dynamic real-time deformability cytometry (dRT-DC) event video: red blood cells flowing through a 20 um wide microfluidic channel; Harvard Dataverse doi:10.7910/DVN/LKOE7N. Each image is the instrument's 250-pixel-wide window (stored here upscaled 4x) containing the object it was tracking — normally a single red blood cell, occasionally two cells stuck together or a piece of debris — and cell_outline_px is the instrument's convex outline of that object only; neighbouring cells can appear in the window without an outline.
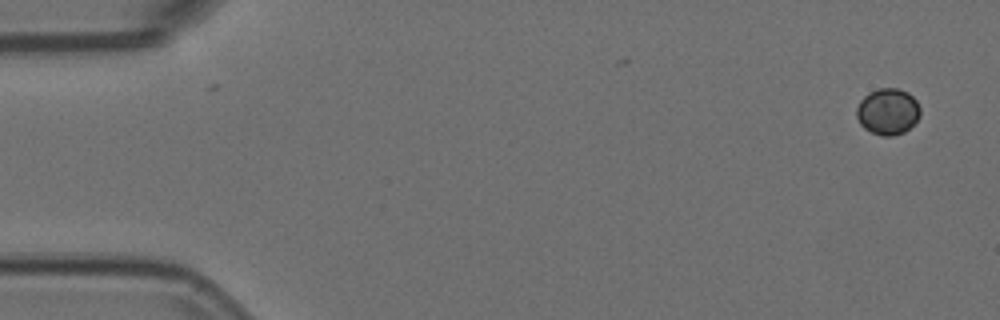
{"species": "Egyptian fruit bat (a non-hibernating species)", "species_latin": "Rousettus aegyptiacus", "temperature_condition": "room temperature", "stored_images_in_passage": 4, "camera_frame_rate_fps": 3000, "um_per_image_px": 0.085, "animal": {"sex": "female"}, "frame": {"image": 1, "passage_image": 1, "time_ms": 0.0, "image_size_px": [1000, 320], "cell_outline_px": [[920, 116], [904, 132], [892, 136], [880, 136], [864, 128], [860, 124], [856, 116], [856, 108], [860, 100], [868, 92], [880, 88], [896, 88], [908, 92], [916, 100], [920, 108]], "centroid_in_image_um": [75.44, 9.47], "position_along_channel_um": 9.6, "area_um2": 17.22}}
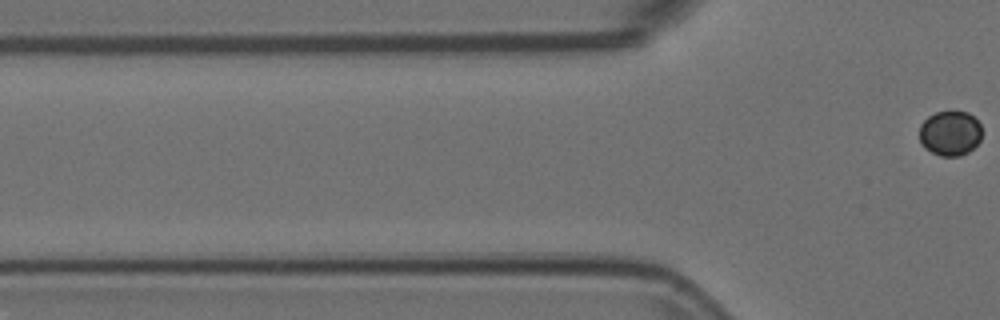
{"frame": {"image": 2, "passage_image": 4, "time_ms": 1.0, "image_size_px": [1000, 320], "cell_outline_px": [[980, 140], [968, 152], [960, 156], [940, 156], [924, 148], [920, 144], [920, 124], [928, 116], [936, 112], [952, 108], [968, 112], [980, 124]], "centroid_in_image_um": [80.73, 11.28], "position_along_channel_um": 45.1, "area_um2": 16.7}}